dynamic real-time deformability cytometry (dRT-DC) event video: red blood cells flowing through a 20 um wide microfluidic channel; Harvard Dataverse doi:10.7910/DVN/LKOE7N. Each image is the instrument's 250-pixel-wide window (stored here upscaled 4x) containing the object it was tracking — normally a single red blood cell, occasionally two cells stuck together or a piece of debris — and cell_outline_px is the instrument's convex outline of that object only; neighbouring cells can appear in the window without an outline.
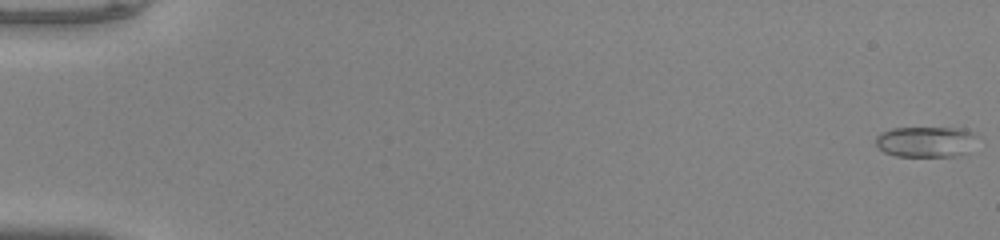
{"species": "common noctule bat (a hibernating species)", "species_latin": "Nyctalus noctula", "temperature_condition": "warm", "stored_images_in_passage": 52, "camera_frame_rate_fps": 3000, "um_per_image_px": 0.085, "animal": {"sex": "male", "body_mass_g": 20.0, "forearm_length_mm": 53.3}, "frame": {"image": 1, "passage_image": 1, "time_ms": 0.0, "image_size_px": [1000, 240], "cell_outline_px": [[976, 136], [968, 152], [956, 156], [896, 156], [884, 152], [876, 144], [876, 136], [880, 132], [892, 128], [964, 128], [972, 132]], "centroid_in_image_um": [78.67, 12.04], "position_along_channel_um": 6.3, "area_um2": 18.09}}
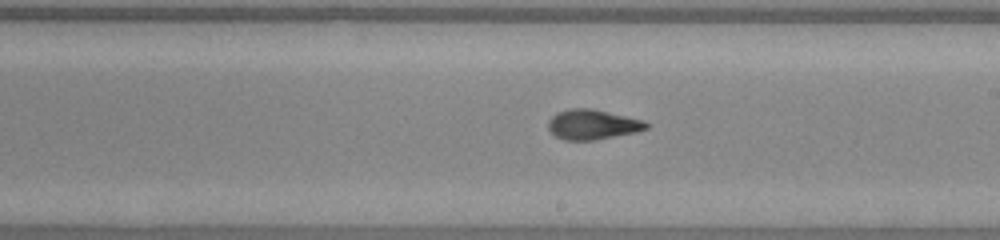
{"frame": {"image": 2, "passage_image": 31, "time_ms": 10.0, "image_size_px": [1000, 240], "cell_outline_px": [[648, 128], [636, 132], [592, 140], [564, 140], [556, 136], [548, 128], [548, 120], [556, 112], [572, 108], [592, 108], [644, 120], [648, 124]], "centroid_in_image_um": [50.35, 10.57], "position_along_channel_um": 238.6, "area_um2": 17.05}}
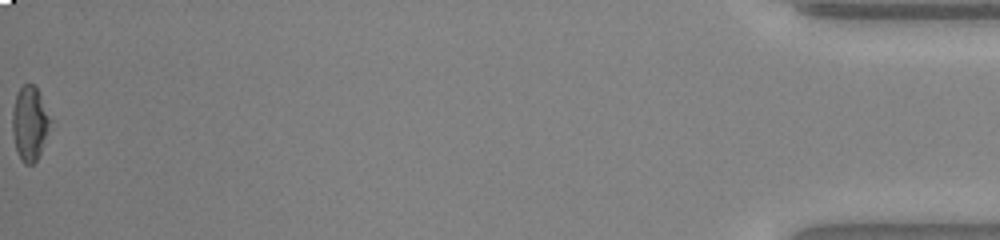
{"frame": {"image": 3, "passage_image": 52, "time_ms": 17.0, "image_size_px": [1000, 240], "cell_outline_px": [[48, 124], [40, 152], [36, 160], [32, 164], [24, 164], [20, 160], [16, 148], [12, 132], [12, 112], [16, 96], [20, 88], [24, 84], [32, 84], [36, 88], [40, 96], [48, 120]], "centroid_in_image_um": [2.45, 10.51], "position_along_channel_um": 432.8, "area_um2": 15.43}, "authors_computed_cell_mechanics": {"area_um2": 17.2822, "velocity_mm_per_s": 4.1314, "shape_relaxation_time_tau1_ms": 6.4709, "shape_relaxation_time_tau2_ms": 1.2349, "deformation_change_tau1": 0.2311, "deformation_change_tau2": 0.0636}}